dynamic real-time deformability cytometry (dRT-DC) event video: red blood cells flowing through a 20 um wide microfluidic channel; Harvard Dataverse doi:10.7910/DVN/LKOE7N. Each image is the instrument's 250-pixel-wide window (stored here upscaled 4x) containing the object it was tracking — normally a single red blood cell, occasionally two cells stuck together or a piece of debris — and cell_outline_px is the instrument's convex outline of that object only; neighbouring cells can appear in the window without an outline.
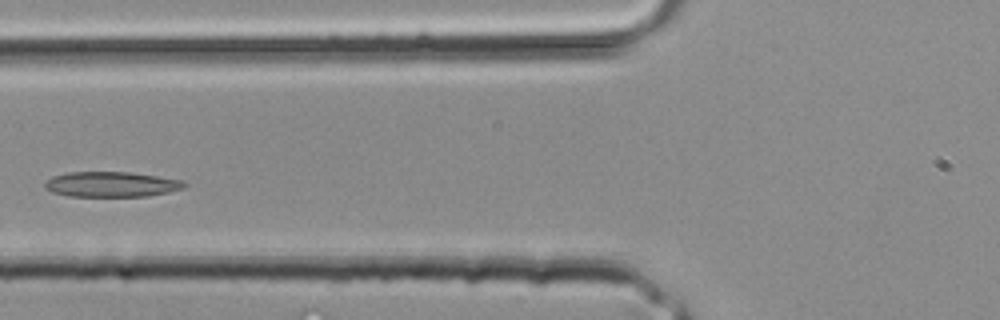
{"species": "common noctule bat (a hibernating species)", "species_latin": "Nyctalus noctula", "temperature_condition": "room temperature", "stored_images_in_passage": 26, "segment_of_instrument_passage": [1, 2], "camera_frame_rate_fps": 3000, "um_per_image_px": 0.085, "animal": {"sex": "male", "body_mass_g": 20.4}, "frame": {"image": 1, "passage_image": 4, "time_ms": 1.0, "image_size_px": [1000, 320], "cell_outline_px": [[188, 184], [184, 188], [168, 192], [148, 196], [68, 196], [52, 192], [44, 188], [44, 184], [52, 176], [68, 172], [128, 172], [156, 176], [180, 180]], "centroid_in_image_um": [9.44, 15.67], "position_along_channel_um": 116.4, "area_um2": 20.4}}
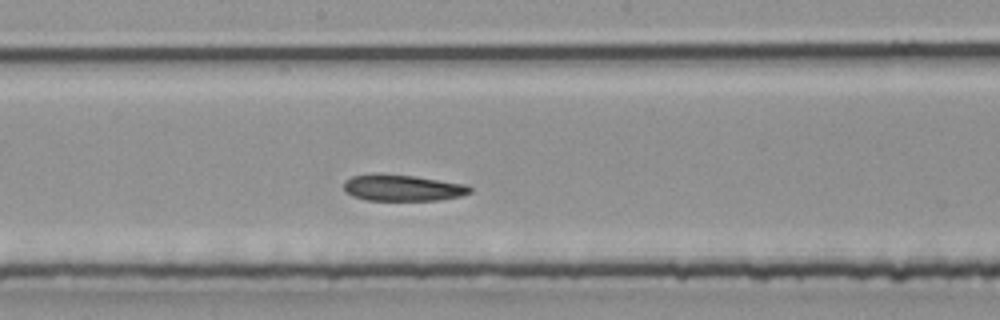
{"frame": {"image": 2, "passage_image": 9, "time_ms": 2.667, "image_size_px": [1000, 320], "cell_outline_px": [[472, 192], [460, 196], [436, 200], [368, 200], [352, 196], [344, 192], [344, 180], [352, 176], [412, 176], [464, 184], [472, 188]], "centroid_in_image_um": [34.23, 16.0], "position_along_channel_um": 214.0, "area_um2": 18.55}}
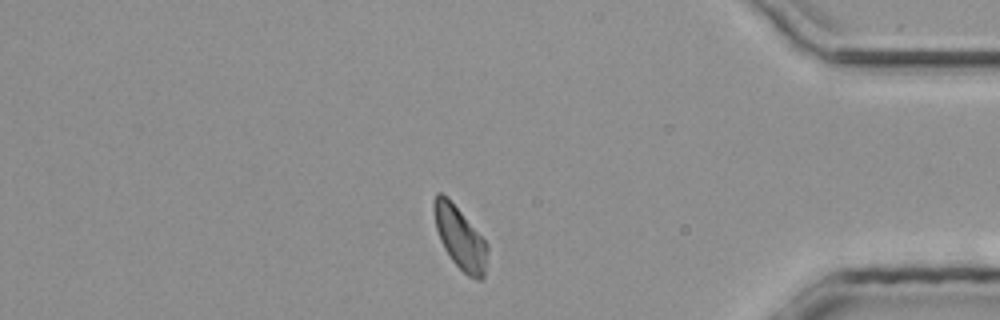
{"frame": {"image": 3, "passage_image": 20, "time_ms": 6.333, "image_size_px": [1000, 320], "cell_outline_px": [[488, 252], [484, 276], [480, 280], [476, 280], [468, 276], [452, 260], [444, 248], [440, 240], [436, 228], [432, 208], [432, 204], [436, 192], [440, 192], [448, 196], [488, 244]], "centroid_in_image_um": [39.08, 20.18], "position_along_channel_um": 396.1, "area_um2": 19.54}}